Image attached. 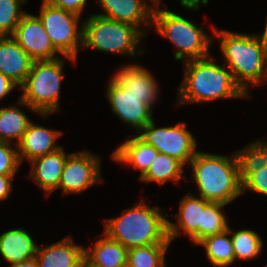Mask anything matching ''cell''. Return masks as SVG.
<instances>
[{
	"label": "cell",
	"instance_id": "603a6c76",
	"mask_svg": "<svg viewBox=\"0 0 267 267\" xmlns=\"http://www.w3.org/2000/svg\"><path fill=\"white\" fill-rule=\"evenodd\" d=\"M230 227L222 233L205 237L197 243L205 248V255L213 267H229L235 262Z\"/></svg>",
	"mask_w": 267,
	"mask_h": 267
},
{
	"label": "cell",
	"instance_id": "30bf717a",
	"mask_svg": "<svg viewBox=\"0 0 267 267\" xmlns=\"http://www.w3.org/2000/svg\"><path fill=\"white\" fill-rule=\"evenodd\" d=\"M101 160L99 155L88 150L71 152L67 157L59 187L64 194H80L95 184L101 183Z\"/></svg>",
	"mask_w": 267,
	"mask_h": 267
},
{
	"label": "cell",
	"instance_id": "4316f807",
	"mask_svg": "<svg viewBox=\"0 0 267 267\" xmlns=\"http://www.w3.org/2000/svg\"><path fill=\"white\" fill-rule=\"evenodd\" d=\"M170 244H150L127 250L126 267H167L165 254Z\"/></svg>",
	"mask_w": 267,
	"mask_h": 267
},
{
	"label": "cell",
	"instance_id": "52a82bcc",
	"mask_svg": "<svg viewBox=\"0 0 267 267\" xmlns=\"http://www.w3.org/2000/svg\"><path fill=\"white\" fill-rule=\"evenodd\" d=\"M82 22L83 48L132 57L144 53L138 46L145 35L135 26L96 14Z\"/></svg>",
	"mask_w": 267,
	"mask_h": 267
},
{
	"label": "cell",
	"instance_id": "e0dca14e",
	"mask_svg": "<svg viewBox=\"0 0 267 267\" xmlns=\"http://www.w3.org/2000/svg\"><path fill=\"white\" fill-rule=\"evenodd\" d=\"M70 154H66L61 147L29 162L32 168L29 178L35 181L47 197L58 189L65 161Z\"/></svg>",
	"mask_w": 267,
	"mask_h": 267
},
{
	"label": "cell",
	"instance_id": "d6986e66",
	"mask_svg": "<svg viewBox=\"0 0 267 267\" xmlns=\"http://www.w3.org/2000/svg\"><path fill=\"white\" fill-rule=\"evenodd\" d=\"M33 61L12 36H0V72L18 88L25 82Z\"/></svg>",
	"mask_w": 267,
	"mask_h": 267
},
{
	"label": "cell",
	"instance_id": "d4e9b609",
	"mask_svg": "<svg viewBox=\"0 0 267 267\" xmlns=\"http://www.w3.org/2000/svg\"><path fill=\"white\" fill-rule=\"evenodd\" d=\"M184 170V165L176 158L159 152L157 158H154L147 172L139 180L144 183L156 182L161 185L168 180L180 181L183 178L185 181L187 179L185 174L183 176Z\"/></svg>",
	"mask_w": 267,
	"mask_h": 267
},
{
	"label": "cell",
	"instance_id": "4fadbf2b",
	"mask_svg": "<svg viewBox=\"0 0 267 267\" xmlns=\"http://www.w3.org/2000/svg\"><path fill=\"white\" fill-rule=\"evenodd\" d=\"M211 202L196 197L192 193L185 195L180 201L179 212L168 215L175 216L177 223L168 219V238L173 242L182 233L189 236L191 242L197 244L200 241V226H203V211Z\"/></svg>",
	"mask_w": 267,
	"mask_h": 267
},
{
	"label": "cell",
	"instance_id": "d6a6232c",
	"mask_svg": "<svg viewBox=\"0 0 267 267\" xmlns=\"http://www.w3.org/2000/svg\"><path fill=\"white\" fill-rule=\"evenodd\" d=\"M52 6L73 12L81 17L87 0H45Z\"/></svg>",
	"mask_w": 267,
	"mask_h": 267
},
{
	"label": "cell",
	"instance_id": "836d02e7",
	"mask_svg": "<svg viewBox=\"0 0 267 267\" xmlns=\"http://www.w3.org/2000/svg\"><path fill=\"white\" fill-rule=\"evenodd\" d=\"M15 175H0V201L6 200L12 191Z\"/></svg>",
	"mask_w": 267,
	"mask_h": 267
},
{
	"label": "cell",
	"instance_id": "8d00e7d4",
	"mask_svg": "<svg viewBox=\"0 0 267 267\" xmlns=\"http://www.w3.org/2000/svg\"><path fill=\"white\" fill-rule=\"evenodd\" d=\"M264 31L262 34H256V36L259 38V40L267 47V16H266V23L264 27Z\"/></svg>",
	"mask_w": 267,
	"mask_h": 267
},
{
	"label": "cell",
	"instance_id": "ac0fdd59",
	"mask_svg": "<svg viewBox=\"0 0 267 267\" xmlns=\"http://www.w3.org/2000/svg\"><path fill=\"white\" fill-rule=\"evenodd\" d=\"M72 239L68 236L54 244L38 246L35 258L39 267H83L85 248Z\"/></svg>",
	"mask_w": 267,
	"mask_h": 267
},
{
	"label": "cell",
	"instance_id": "5b68a950",
	"mask_svg": "<svg viewBox=\"0 0 267 267\" xmlns=\"http://www.w3.org/2000/svg\"><path fill=\"white\" fill-rule=\"evenodd\" d=\"M64 59L62 56L53 60H35L25 82L17 104L26 106L32 112L46 119L51 113L60 109L61 82Z\"/></svg>",
	"mask_w": 267,
	"mask_h": 267
},
{
	"label": "cell",
	"instance_id": "ba28073f",
	"mask_svg": "<svg viewBox=\"0 0 267 267\" xmlns=\"http://www.w3.org/2000/svg\"><path fill=\"white\" fill-rule=\"evenodd\" d=\"M40 7L38 17L54 48L64 59L75 64L78 49L83 48V26L78 27L81 17L73 12L54 7L45 0H42Z\"/></svg>",
	"mask_w": 267,
	"mask_h": 267
},
{
	"label": "cell",
	"instance_id": "4dcf8cb0",
	"mask_svg": "<svg viewBox=\"0 0 267 267\" xmlns=\"http://www.w3.org/2000/svg\"><path fill=\"white\" fill-rule=\"evenodd\" d=\"M20 165L17 145L0 141V175H15Z\"/></svg>",
	"mask_w": 267,
	"mask_h": 267
},
{
	"label": "cell",
	"instance_id": "f1b7e54d",
	"mask_svg": "<svg viewBox=\"0 0 267 267\" xmlns=\"http://www.w3.org/2000/svg\"><path fill=\"white\" fill-rule=\"evenodd\" d=\"M221 202H211L203 211V226H200V241L207 236L219 234L229 227ZM223 209V211H222Z\"/></svg>",
	"mask_w": 267,
	"mask_h": 267
},
{
	"label": "cell",
	"instance_id": "6da1fadb",
	"mask_svg": "<svg viewBox=\"0 0 267 267\" xmlns=\"http://www.w3.org/2000/svg\"><path fill=\"white\" fill-rule=\"evenodd\" d=\"M184 77L178 89V105L217 99L249 98L235 82L225 64H217L209 55L184 62Z\"/></svg>",
	"mask_w": 267,
	"mask_h": 267
},
{
	"label": "cell",
	"instance_id": "9a60e30c",
	"mask_svg": "<svg viewBox=\"0 0 267 267\" xmlns=\"http://www.w3.org/2000/svg\"><path fill=\"white\" fill-rule=\"evenodd\" d=\"M113 78L126 89L129 94L134 97L143 99V103L147 104L151 109L159 98L160 89L155 77L144 66L136 63L123 65Z\"/></svg>",
	"mask_w": 267,
	"mask_h": 267
},
{
	"label": "cell",
	"instance_id": "2e32d148",
	"mask_svg": "<svg viewBox=\"0 0 267 267\" xmlns=\"http://www.w3.org/2000/svg\"><path fill=\"white\" fill-rule=\"evenodd\" d=\"M61 134L60 130L49 129L31 121L22 139L17 144L20 163L22 164L24 159L30 162L36 157L60 149L61 147L56 144V140Z\"/></svg>",
	"mask_w": 267,
	"mask_h": 267
},
{
	"label": "cell",
	"instance_id": "d590c367",
	"mask_svg": "<svg viewBox=\"0 0 267 267\" xmlns=\"http://www.w3.org/2000/svg\"><path fill=\"white\" fill-rule=\"evenodd\" d=\"M10 267H39L36 258L28 259L17 264L10 265Z\"/></svg>",
	"mask_w": 267,
	"mask_h": 267
},
{
	"label": "cell",
	"instance_id": "277c9868",
	"mask_svg": "<svg viewBox=\"0 0 267 267\" xmlns=\"http://www.w3.org/2000/svg\"><path fill=\"white\" fill-rule=\"evenodd\" d=\"M232 156V157H231ZM230 157L197 151L188 164L198 188V196L210 202L229 204L242 195L236 153Z\"/></svg>",
	"mask_w": 267,
	"mask_h": 267
},
{
	"label": "cell",
	"instance_id": "74e56055",
	"mask_svg": "<svg viewBox=\"0 0 267 267\" xmlns=\"http://www.w3.org/2000/svg\"><path fill=\"white\" fill-rule=\"evenodd\" d=\"M144 1L147 2V0H144ZM148 1H151L152 2L151 3V7L153 9L159 8V4H160L161 0H148Z\"/></svg>",
	"mask_w": 267,
	"mask_h": 267
},
{
	"label": "cell",
	"instance_id": "9c48e42d",
	"mask_svg": "<svg viewBox=\"0 0 267 267\" xmlns=\"http://www.w3.org/2000/svg\"><path fill=\"white\" fill-rule=\"evenodd\" d=\"M155 125L153 119L136 135L158 152L176 158L184 166L189 164L197 153V140L191 131L187 130V124L179 122L169 127H156Z\"/></svg>",
	"mask_w": 267,
	"mask_h": 267
},
{
	"label": "cell",
	"instance_id": "ffe728a7",
	"mask_svg": "<svg viewBox=\"0 0 267 267\" xmlns=\"http://www.w3.org/2000/svg\"><path fill=\"white\" fill-rule=\"evenodd\" d=\"M159 152L150 144L142 140L138 135L131 138L127 137L125 142L112 151L111 159L118 163H124L140 171L141 178L149 169L154 158Z\"/></svg>",
	"mask_w": 267,
	"mask_h": 267
},
{
	"label": "cell",
	"instance_id": "7402d4cb",
	"mask_svg": "<svg viewBox=\"0 0 267 267\" xmlns=\"http://www.w3.org/2000/svg\"><path fill=\"white\" fill-rule=\"evenodd\" d=\"M91 249H84L85 264L88 267H126L127 249L103 233Z\"/></svg>",
	"mask_w": 267,
	"mask_h": 267
},
{
	"label": "cell",
	"instance_id": "83f0119b",
	"mask_svg": "<svg viewBox=\"0 0 267 267\" xmlns=\"http://www.w3.org/2000/svg\"><path fill=\"white\" fill-rule=\"evenodd\" d=\"M230 235L235 254V262L237 260H253L261 253L263 242L260 235L255 231L251 229L233 231L230 228Z\"/></svg>",
	"mask_w": 267,
	"mask_h": 267
},
{
	"label": "cell",
	"instance_id": "8fae6325",
	"mask_svg": "<svg viewBox=\"0 0 267 267\" xmlns=\"http://www.w3.org/2000/svg\"><path fill=\"white\" fill-rule=\"evenodd\" d=\"M108 81L106 97L112 111L138 133L154 119L153 110L143 103V99L129 94L113 77Z\"/></svg>",
	"mask_w": 267,
	"mask_h": 267
},
{
	"label": "cell",
	"instance_id": "e575fe53",
	"mask_svg": "<svg viewBox=\"0 0 267 267\" xmlns=\"http://www.w3.org/2000/svg\"><path fill=\"white\" fill-rule=\"evenodd\" d=\"M16 87L18 86L13 81L0 72V100L3 98L5 99V97Z\"/></svg>",
	"mask_w": 267,
	"mask_h": 267
},
{
	"label": "cell",
	"instance_id": "7a4b0ae2",
	"mask_svg": "<svg viewBox=\"0 0 267 267\" xmlns=\"http://www.w3.org/2000/svg\"><path fill=\"white\" fill-rule=\"evenodd\" d=\"M224 63L232 72L235 82L250 96L248 84L257 87L267 81V47L255 34L233 32L212 27Z\"/></svg>",
	"mask_w": 267,
	"mask_h": 267
},
{
	"label": "cell",
	"instance_id": "7c38bea8",
	"mask_svg": "<svg viewBox=\"0 0 267 267\" xmlns=\"http://www.w3.org/2000/svg\"><path fill=\"white\" fill-rule=\"evenodd\" d=\"M12 38L35 60H53L61 55L51 43L38 16L26 13L16 27Z\"/></svg>",
	"mask_w": 267,
	"mask_h": 267
},
{
	"label": "cell",
	"instance_id": "cb8c5ba5",
	"mask_svg": "<svg viewBox=\"0 0 267 267\" xmlns=\"http://www.w3.org/2000/svg\"><path fill=\"white\" fill-rule=\"evenodd\" d=\"M31 119L19 107H0V141L17 145Z\"/></svg>",
	"mask_w": 267,
	"mask_h": 267
},
{
	"label": "cell",
	"instance_id": "1f68e13d",
	"mask_svg": "<svg viewBox=\"0 0 267 267\" xmlns=\"http://www.w3.org/2000/svg\"><path fill=\"white\" fill-rule=\"evenodd\" d=\"M246 190L267 196V166L259 168L242 184V195Z\"/></svg>",
	"mask_w": 267,
	"mask_h": 267
},
{
	"label": "cell",
	"instance_id": "5bb4252c",
	"mask_svg": "<svg viewBox=\"0 0 267 267\" xmlns=\"http://www.w3.org/2000/svg\"><path fill=\"white\" fill-rule=\"evenodd\" d=\"M101 14H96L108 19L127 23L138 28L145 36V26L153 27V8L144 0H97ZM142 26V28L140 27ZM144 27V29H143Z\"/></svg>",
	"mask_w": 267,
	"mask_h": 267
},
{
	"label": "cell",
	"instance_id": "484cf974",
	"mask_svg": "<svg viewBox=\"0 0 267 267\" xmlns=\"http://www.w3.org/2000/svg\"><path fill=\"white\" fill-rule=\"evenodd\" d=\"M239 165L241 185L259 168L267 166V141L256 140L235 152Z\"/></svg>",
	"mask_w": 267,
	"mask_h": 267
},
{
	"label": "cell",
	"instance_id": "f546056e",
	"mask_svg": "<svg viewBox=\"0 0 267 267\" xmlns=\"http://www.w3.org/2000/svg\"><path fill=\"white\" fill-rule=\"evenodd\" d=\"M27 0H0V36H12L16 27L27 13L22 5Z\"/></svg>",
	"mask_w": 267,
	"mask_h": 267
},
{
	"label": "cell",
	"instance_id": "44dd1931",
	"mask_svg": "<svg viewBox=\"0 0 267 267\" xmlns=\"http://www.w3.org/2000/svg\"><path fill=\"white\" fill-rule=\"evenodd\" d=\"M37 248L30 233L22 227L0 234V256L11 265L34 258Z\"/></svg>",
	"mask_w": 267,
	"mask_h": 267
},
{
	"label": "cell",
	"instance_id": "8992f818",
	"mask_svg": "<svg viewBox=\"0 0 267 267\" xmlns=\"http://www.w3.org/2000/svg\"><path fill=\"white\" fill-rule=\"evenodd\" d=\"M165 7L153 10L152 26L160 36L173 43L177 49L175 59L185 62L211 55L209 48L213 37L206 34L203 27Z\"/></svg>",
	"mask_w": 267,
	"mask_h": 267
},
{
	"label": "cell",
	"instance_id": "3957f363",
	"mask_svg": "<svg viewBox=\"0 0 267 267\" xmlns=\"http://www.w3.org/2000/svg\"><path fill=\"white\" fill-rule=\"evenodd\" d=\"M150 207L145 200L127 208L121 216L107 219L104 232L127 250L150 244H171L168 238V214Z\"/></svg>",
	"mask_w": 267,
	"mask_h": 267
}]
</instances>
